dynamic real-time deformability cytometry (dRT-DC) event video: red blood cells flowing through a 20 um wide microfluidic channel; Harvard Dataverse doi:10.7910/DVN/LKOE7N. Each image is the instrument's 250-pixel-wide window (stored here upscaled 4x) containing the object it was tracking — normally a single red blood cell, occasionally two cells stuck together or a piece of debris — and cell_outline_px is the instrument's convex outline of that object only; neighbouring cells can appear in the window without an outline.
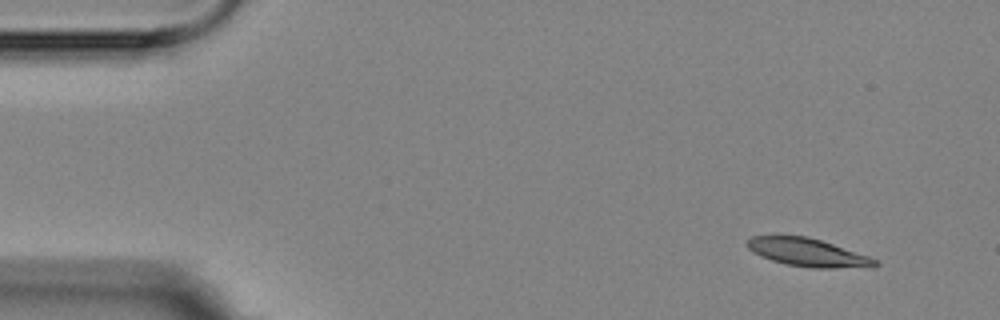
{"species": "Egyptian fruit bat (a non-hibernating species)", "species_latin": "Rousettus aegyptiacus", "temperature_condition": "room temperature", "stored_images_in_passage": 4, "camera_frame_rate_fps": 3000, "um_per_image_px": 0.085, "animal": {"sex": "female"}, "frame": {"image": 1, "passage_image": 1, "time_ms": 0.0, "image_size_px": [1000, 320], "cell_outline_px": [[880, 264], [876, 268], [812, 268], [788, 264], [772, 260], [760, 256], [752, 252], [744, 244], [752, 236], [808, 236], [868, 256], [876, 260]], "centroid_in_image_um": [68.68, 21.48], "position_along_channel_um": 16.3, "area_um2": 20.92}}
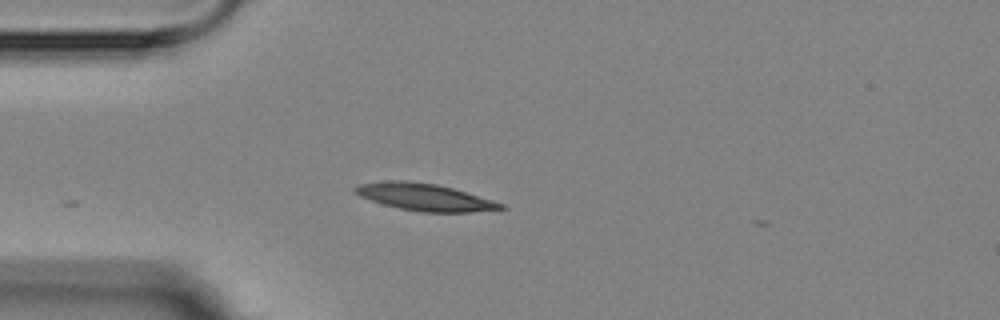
{"frame": {"image": 2, "passage_image": 4, "time_ms": 3.333, "image_size_px": [1000, 320], "cell_outline_px": [[508, 208], [472, 212], [420, 212], [400, 208], [384, 204], [360, 196], [352, 192], [352, 188], [360, 184], [384, 180], [408, 180], [436, 184], [452, 188], [492, 200], [504, 204]], "centroid_in_image_um": [36.07, 16.74], "position_along_channel_um": 48.9, "area_um2": 22.95}}